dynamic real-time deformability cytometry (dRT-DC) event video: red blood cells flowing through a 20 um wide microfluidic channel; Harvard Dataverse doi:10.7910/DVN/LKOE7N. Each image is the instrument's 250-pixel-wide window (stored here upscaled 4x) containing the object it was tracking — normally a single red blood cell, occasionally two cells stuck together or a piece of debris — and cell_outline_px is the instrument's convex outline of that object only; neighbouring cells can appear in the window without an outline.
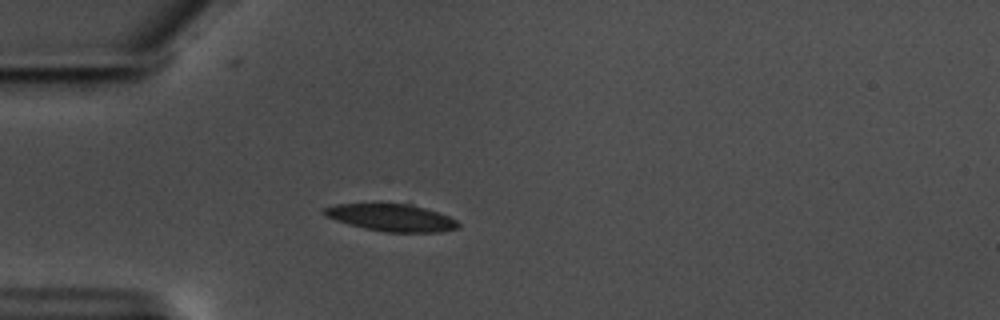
{"species": "common noctule bat (a hibernating species)", "species_latin": "Nyctalus noctula", "temperature_condition": "warm", "stored_images_in_passage": 13, "camera_frame_rate_fps": 3000, "um_per_image_px": 0.085, "animal": {"sex": "male", "body_mass_g": 17.5, "forearm_length_mm": 52.3}, "frame": {"image": 1, "passage_image": 7, "time_ms": 2.0, "image_size_px": [1000, 320], "cell_outline_px": [[460, 228], [440, 232], [384, 232], [364, 228], [336, 220], [324, 216], [320, 212], [324, 208], [336, 204], [412, 204], [448, 216], [456, 220], [460, 224]], "centroid_in_image_um": [33.27, 18.51], "position_along_channel_um": 51.7, "area_um2": 21.15}}